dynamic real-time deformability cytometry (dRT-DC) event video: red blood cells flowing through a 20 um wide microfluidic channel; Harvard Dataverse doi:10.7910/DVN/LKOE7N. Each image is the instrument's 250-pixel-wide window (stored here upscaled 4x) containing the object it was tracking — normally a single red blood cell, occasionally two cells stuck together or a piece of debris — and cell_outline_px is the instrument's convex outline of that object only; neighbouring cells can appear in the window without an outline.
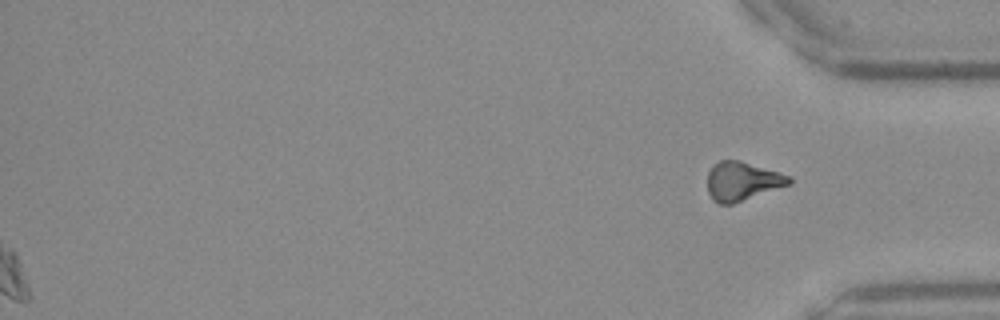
{"species": "Egyptian fruit bat (a non-hibernating species)", "species_latin": "Rousettus aegyptiacus", "temperature_condition": "warm", "stored_images_in_passage": 40, "segment_of_instrument_passage": [2, 2], "camera_frame_rate_fps": 3000, "um_per_image_px": 0.085, "frame": {"image": 1, "passage_image": 40, "time_ms": 13.0, "image_size_px": [1000, 320], "cell_outline_px": [[792, 184], [732, 204], [720, 204], [712, 200], [708, 192], [708, 172], [712, 164], [720, 160], [736, 160], [792, 176]], "centroid_in_image_um": [63.09, 15.41], "position_along_channel_um": 372.1, "area_um2": 18.44}}